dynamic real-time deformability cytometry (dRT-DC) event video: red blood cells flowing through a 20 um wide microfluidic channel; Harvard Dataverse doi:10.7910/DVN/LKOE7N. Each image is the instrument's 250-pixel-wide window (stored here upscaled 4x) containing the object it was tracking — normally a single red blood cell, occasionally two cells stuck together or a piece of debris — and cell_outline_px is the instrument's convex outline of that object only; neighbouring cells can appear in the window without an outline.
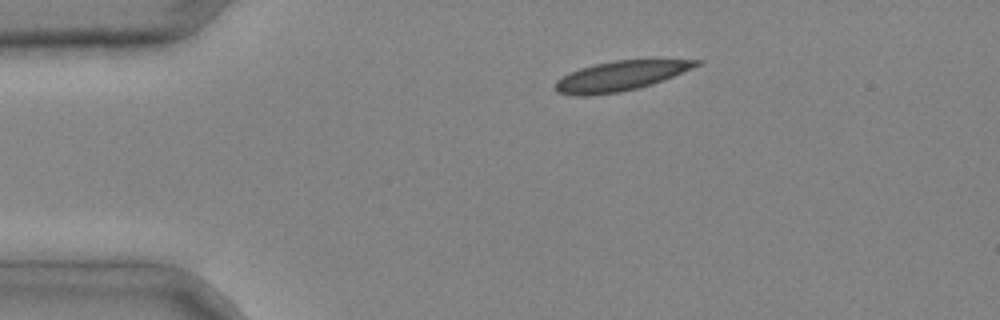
{"species": "common noctule bat (a hibernating species)", "species_latin": "Nyctalus noctula", "temperature_condition": "cold", "stored_images_in_passage": 3, "camera_frame_rate_fps": 3000, "um_per_image_px": 0.085, "animal": {"sex": "male", "body_mass_g": 20.4}, "frame": {"image": 1, "passage_image": 2, "time_ms": 0.333, "image_size_px": [1000, 320], "cell_outline_px": [[704, 64], [664, 80], [652, 84], [620, 92], [584, 96], [576, 96], [556, 92], [556, 80], [580, 68], [596, 64], [616, 60], [704, 60]], "centroid_in_image_um": [52.79, 6.46], "position_along_channel_um": 32.2, "area_um2": 24.28}}